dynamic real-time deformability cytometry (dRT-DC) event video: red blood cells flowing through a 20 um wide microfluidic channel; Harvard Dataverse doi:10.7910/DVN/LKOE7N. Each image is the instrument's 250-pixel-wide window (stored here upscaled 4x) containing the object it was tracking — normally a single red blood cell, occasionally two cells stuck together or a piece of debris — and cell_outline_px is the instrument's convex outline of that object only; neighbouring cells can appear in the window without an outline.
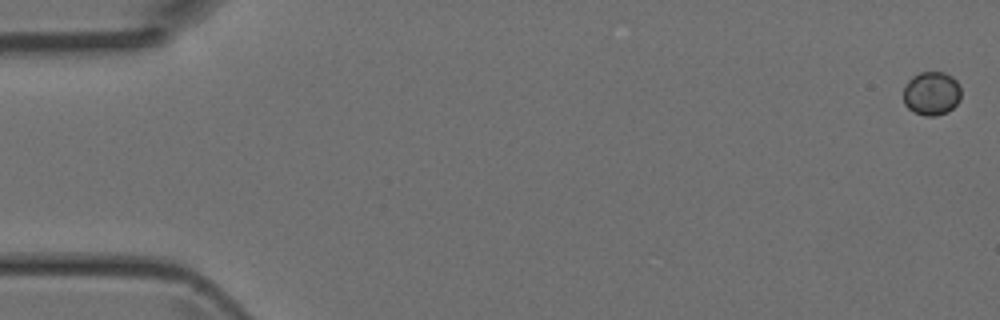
{"species": "Egyptian fruit bat (a non-hibernating species)", "species_latin": "Rousettus aegyptiacus", "temperature_condition": "room temperature", "stored_images_in_passage": 48, "camera_frame_rate_fps": 3000, "um_per_image_px": 0.085, "animal": {"sex": "female"}, "frame": {"image": 1, "passage_image": 1, "time_ms": 0.0, "image_size_px": [1000, 320], "cell_outline_px": [[960, 100], [948, 112], [936, 116], [924, 116], [912, 112], [904, 104], [904, 84], [912, 76], [920, 72], [944, 72], [952, 76], [956, 80], [960, 88]], "centroid_in_image_um": [79.17, 7.95], "position_along_channel_um": 5.8, "area_um2": 14.91}}
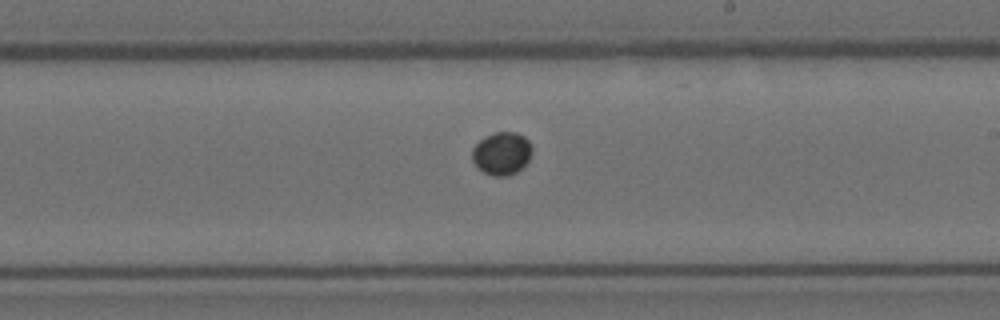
{"frame": {"image": 2, "passage_image": 28, "time_ms": 9.0, "image_size_px": [1000, 320], "cell_outline_px": [[532, 152], [528, 160], [516, 172], [508, 176], [492, 176], [484, 172], [472, 160], [472, 148], [484, 136], [496, 132], [516, 132], [524, 136], [532, 144]], "centroid_in_image_um": [42.66, 13.02], "position_along_channel_um": 246.3, "area_um2": 14.91}}
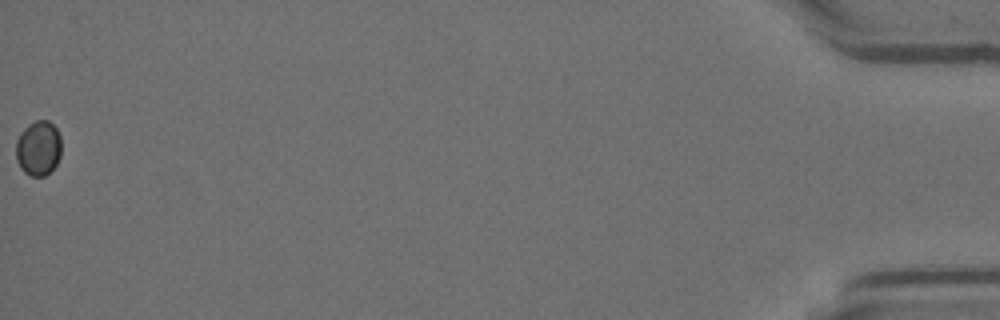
{"frame": {"image": 3, "passage_image": 48, "time_ms": 15.667, "image_size_px": [1000, 320], "cell_outline_px": [[60, 156], [56, 164], [44, 176], [32, 176], [24, 172], [20, 168], [16, 160], [16, 140], [20, 132], [28, 124], [36, 120], [48, 120], [56, 128], [60, 136]], "centroid_in_image_um": [3.24, 12.58], "position_along_channel_um": 432.0, "area_um2": 14.57}}